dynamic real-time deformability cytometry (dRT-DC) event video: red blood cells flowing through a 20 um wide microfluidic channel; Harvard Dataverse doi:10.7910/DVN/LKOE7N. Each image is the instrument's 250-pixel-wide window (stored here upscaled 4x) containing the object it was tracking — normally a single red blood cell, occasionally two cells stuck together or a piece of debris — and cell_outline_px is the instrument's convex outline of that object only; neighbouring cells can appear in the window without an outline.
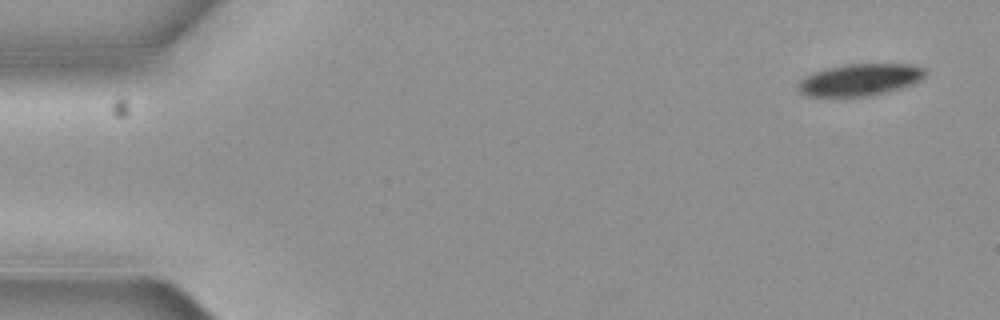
{"species": "common noctule bat (a hibernating species)", "species_latin": "Nyctalus noctula", "temperature_condition": "cold", "stored_images_in_passage": 5, "camera_frame_rate_fps": 3000, "um_per_image_px": 0.085, "animal": {"sex": "female", "body_mass_g": 19.3, "forearm_length_mm": 54.1}, "frame": {"image": 1, "passage_image": 1, "time_ms": 0.0, "image_size_px": [1000, 320], "cell_outline_px": [[928, 72], [920, 80], [912, 84], [888, 92], [872, 96], [804, 96], [796, 88], [800, 80], [804, 76], [812, 72], [844, 64], [912, 64], [924, 68]], "centroid_in_image_um": [73.08, 6.78], "position_along_channel_um": 11.9, "area_um2": 23.87}}
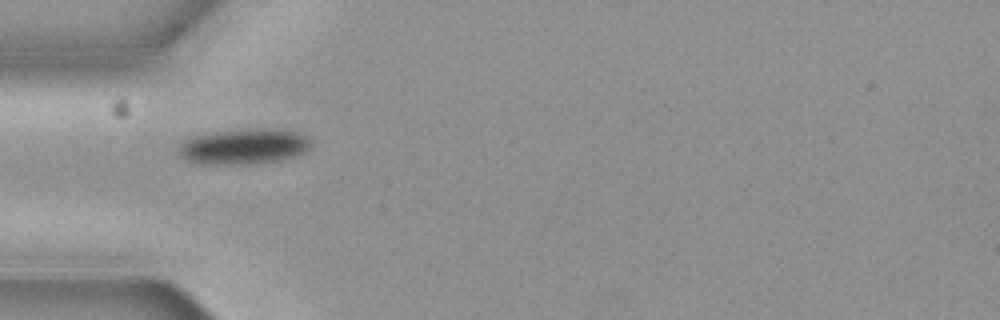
{"frame": {"image": 2, "passage_image": 4, "time_ms": 1.0, "image_size_px": [1000, 320], "cell_outline_px": [[312, 144], [300, 156], [284, 160], [248, 164], [196, 164], [184, 160], [176, 152], [176, 144], [188, 136], [208, 132], [256, 128], [280, 128], [300, 132], [308, 136]], "centroid_in_image_um": [20.67, 12.44], "position_along_channel_um": 64.3, "area_um2": 28.73}}
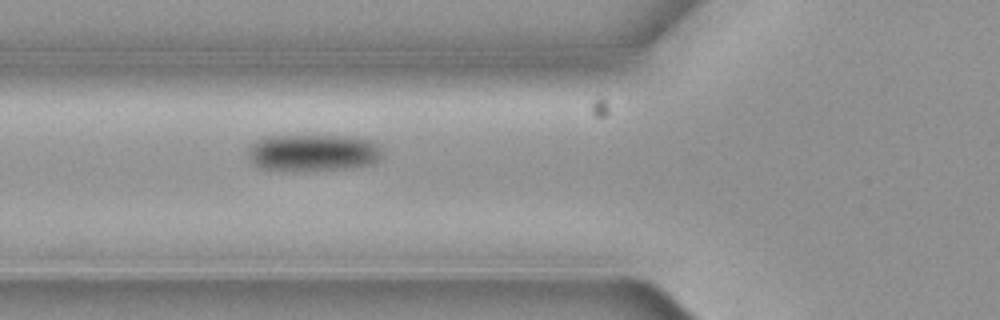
{"frame": {"image": 3, "passage_image": 5, "time_ms": 1.333, "image_size_px": [1000, 320], "cell_outline_px": [[380, 160], [372, 164], [348, 168], [260, 168], [248, 156], [248, 148], [256, 140], [264, 136], [348, 136], [372, 140], [380, 144]], "centroid_in_image_um": [26.66, 12.92], "position_along_channel_um": 99.1, "area_um2": 28.03}}